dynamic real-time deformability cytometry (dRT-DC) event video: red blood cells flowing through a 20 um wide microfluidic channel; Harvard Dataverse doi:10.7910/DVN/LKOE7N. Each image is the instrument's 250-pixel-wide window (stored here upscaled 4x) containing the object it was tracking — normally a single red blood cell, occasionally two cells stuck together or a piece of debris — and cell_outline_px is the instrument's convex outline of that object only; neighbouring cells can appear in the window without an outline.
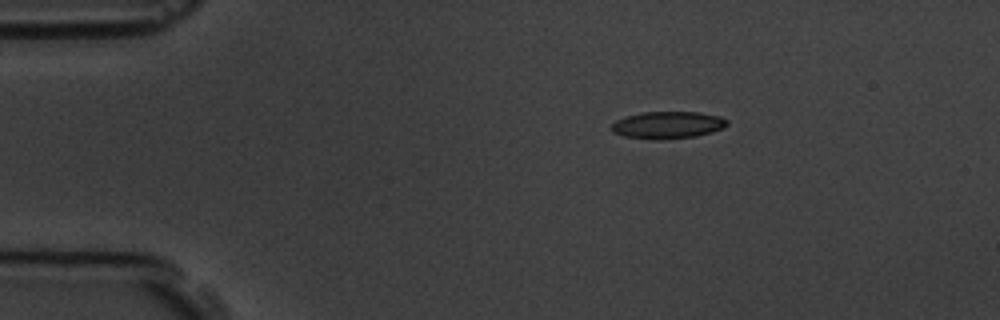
{"species": "common noctule bat (a hibernating species)", "species_latin": "Nyctalus noctula", "temperature_condition": "room temperature", "stored_images_in_passage": 2, "camera_frame_rate_fps": 3000, "um_per_image_px": 0.085, "animal": {"sex": "male", "body_mass_g": 19.5, "forearm_length_mm": 54.6}, "frame": {"image": 1, "passage_image": 1, "time_ms": 0.0, "image_size_px": [1000, 320], "cell_outline_px": [[728, 124], [724, 128], [712, 132], [696, 136], [660, 140], [656, 140], [624, 136], [612, 132], [612, 124], [616, 120], [624, 116], [644, 112], [700, 112], [720, 116], [728, 120]], "centroid_in_image_um": [56.77, 10.62], "position_along_channel_um": 28.2, "area_um2": 18.44}}